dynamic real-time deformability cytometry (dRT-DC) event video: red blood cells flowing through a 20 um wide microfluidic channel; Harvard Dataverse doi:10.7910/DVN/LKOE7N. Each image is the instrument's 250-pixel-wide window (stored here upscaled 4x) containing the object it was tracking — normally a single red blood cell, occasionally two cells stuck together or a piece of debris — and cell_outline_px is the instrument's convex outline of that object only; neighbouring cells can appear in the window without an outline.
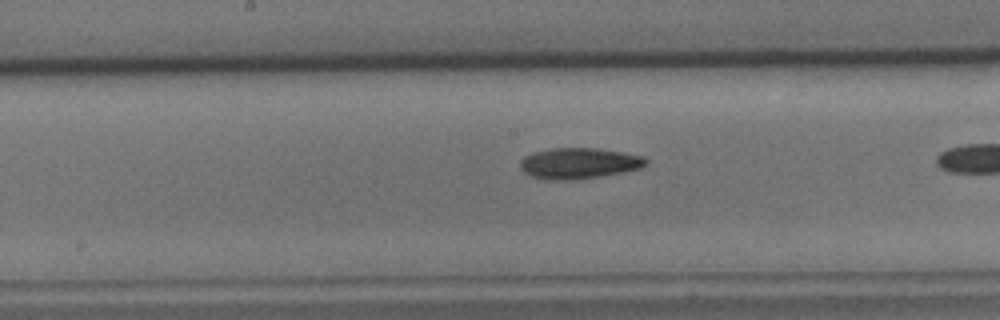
{"species": "common noctule bat (a hibernating species)", "species_latin": "Nyctalus noctula", "temperature_condition": "cold", "stored_images_in_passage": 28, "camera_frame_rate_fps": 3000, "um_per_image_px": 0.085, "animal": {"sex": "male", "body_mass_g": 15.6}, "frame": {"image": 1, "passage_image": 13, "time_ms": 4.0, "image_size_px": [1000, 320], "cell_outline_px": [[648, 164], [640, 168], [620, 172], [572, 180], [544, 180], [532, 176], [524, 172], [520, 168], [520, 160], [524, 156], [532, 152], [552, 148], [596, 148], [644, 156], [648, 160]], "centroid_in_image_um": [49.16, 13.87], "position_along_channel_um": 199.0, "area_um2": 22.54}}
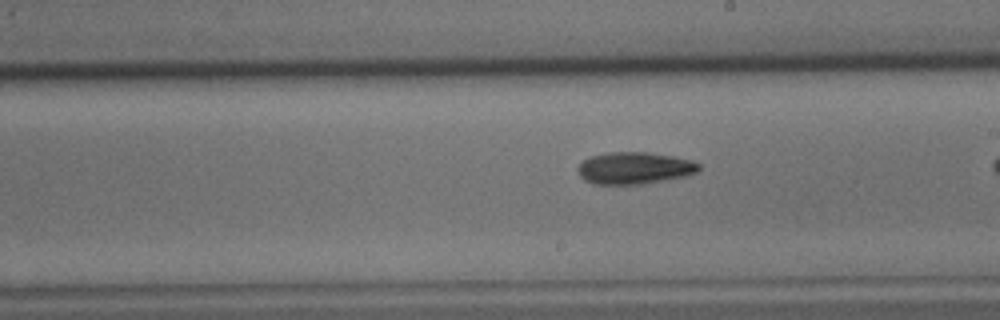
{"frame": {"image": 2, "passage_image": 16, "time_ms": 5.0, "image_size_px": [1000, 320], "cell_outline_px": [[700, 168], [696, 172], [688, 176], [640, 184], [592, 184], [584, 180], [580, 176], [576, 168], [584, 160], [592, 156], [608, 152], [648, 152], [672, 156], [692, 160], [700, 164]], "centroid_in_image_um": [53.93, 14.29], "position_along_channel_um": 235.1, "area_um2": 22.6}}
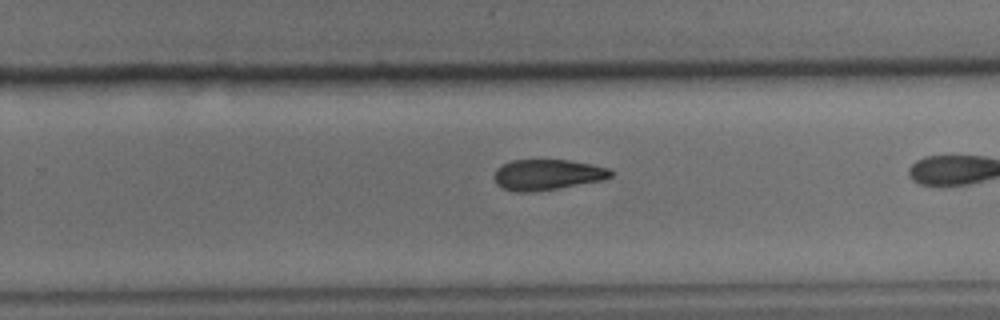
{"frame": {"image": 3, "passage_image": 20, "time_ms": 6.333, "image_size_px": [1000, 320], "cell_outline_px": [[612, 176], [604, 180], [532, 192], [516, 192], [500, 188], [496, 184], [496, 168], [512, 160], [568, 160], [592, 164], [608, 168], [612, 172]], "centroid_in_image_um": [46.52, 14.85], "position_along_channel_um": 283.3, "area_um2": 20.69}}